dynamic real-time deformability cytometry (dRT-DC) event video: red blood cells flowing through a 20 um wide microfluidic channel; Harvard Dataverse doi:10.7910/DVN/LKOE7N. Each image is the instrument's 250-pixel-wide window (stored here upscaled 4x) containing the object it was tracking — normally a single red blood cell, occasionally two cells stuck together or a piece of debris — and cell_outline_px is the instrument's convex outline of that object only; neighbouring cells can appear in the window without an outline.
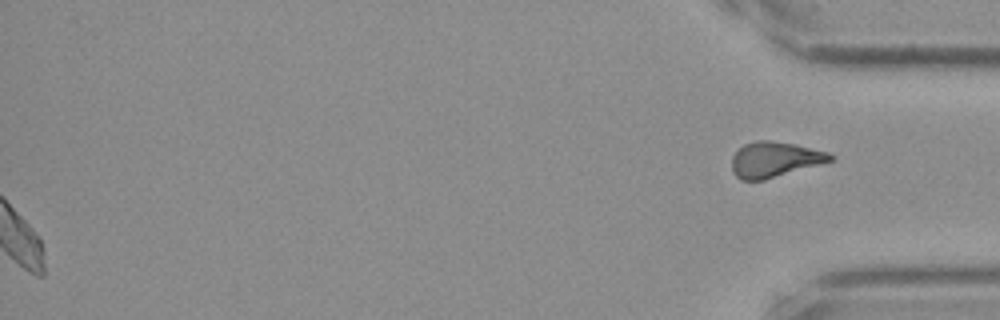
{"species": "Egyptian fruit bat (a non-hibernating species)", "species_latin": "Rousettus aegyptiacus", "temperature_condition": "cold", "stored_images_in_passage": 54, "segment_of_instrument_passage": [2, 2], "camera_frame_rate_fps": 3000, "um_per_image_px": 0.085, "frame": {"image": 1, "passage_image": 54, "time_ms": 17.667, "image_size_px": [1000, 320], "cell_outline_px": [[836, 156], [832, 160], [820, 164], [764, 180], [740, 180], [732, 172], [732, 156], [744, 144], [756, 140], [772, 140], [796, 144], [828, 152]], "centroid_in_image_um": [65.84, 13.55], "position_along_channel_um": 369.4, "area_um2": 20.35}}